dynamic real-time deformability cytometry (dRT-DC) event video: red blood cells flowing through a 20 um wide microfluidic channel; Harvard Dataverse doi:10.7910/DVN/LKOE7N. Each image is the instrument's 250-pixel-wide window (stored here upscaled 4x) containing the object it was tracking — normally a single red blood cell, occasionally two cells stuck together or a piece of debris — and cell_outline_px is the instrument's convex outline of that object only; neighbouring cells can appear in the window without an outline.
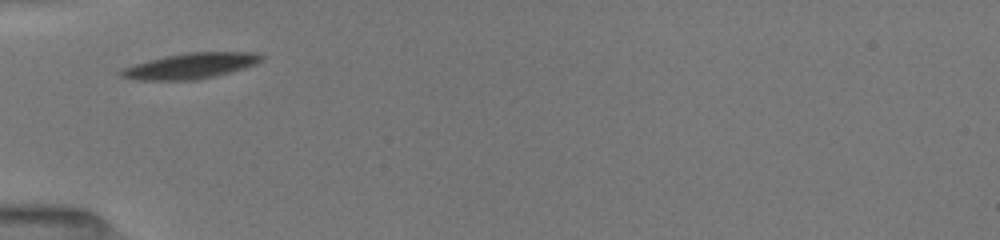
{"species": "common noctule bat (a hibernating species)", "species_latin": "Nyctalus noctula", "temperature_condition": "room temperature", "stored_images_in_passage": 6, "camera_frame_rate_fps": 3000, "um_per_image_px": 0.085, "animal": {"sex": "female", "body_mass_g": 19.5, "forearm_length_mm": 54.1}, "frame": {"image": 1, "passage_image": 1, "time_ms": 0.0, "image_size_px": [1000, 240], "cell_outline_px": [[264, 60], [256, 64], [244, 68], [216, 76], [196, 80], [140, 80], [120, 76], [116, 72], [120, 68], [148, 60], [164, 56], [188, 52], [260, 52], [264, 56]], "centroid_in_image_um": [16.21, 5.59], "position_along_channel_um": 68.8, "area_um2": 21.27}}
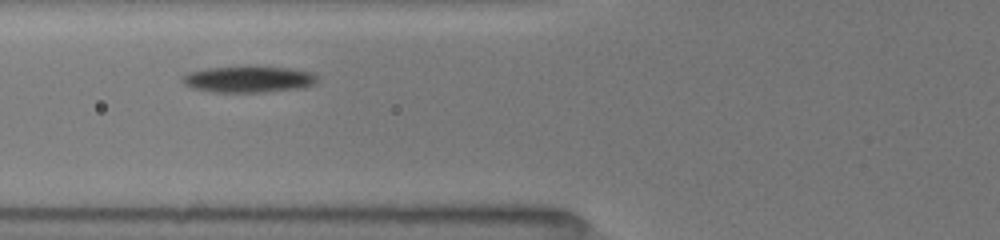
{"frame": {"image": 2, "passage_image": 3, "time_ms": 1.0, "image_size_px": [1000, 240], "cell_outline_px": [[316, 80], [312, 84], [304, 88], [264, 92], [212, 92], [192, 88], [184, 84], [180, 80], [180, 76], [188, 72], [208, 68], [288, 68], [312, 72], [316, 76]], "centroid_in_image_um": [21.07, 6.77], "position_along_channel_um": 104.7, "area_um2": 20.29}}
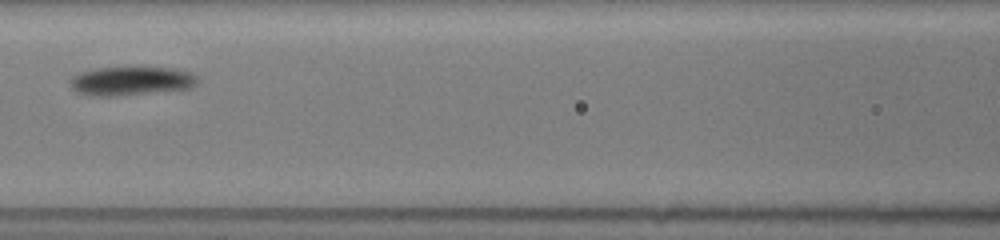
{"frame": {"image": 3, "passage_image": 5, "time_ms": 2.333, "image_size_px": [1000, 240], "cell_outline_px": [[200, 80], [196, 84], [188, 88], [116, 96], [88, 96], [76, 92], [68, 84], [72, 76], [80, 72], [96, 68], [172, 68], [192, 72]], "centroid_in_image_um": [11.1, 6.89], "position_along_channel_um": 155.5, "area_um2": 21.33}}